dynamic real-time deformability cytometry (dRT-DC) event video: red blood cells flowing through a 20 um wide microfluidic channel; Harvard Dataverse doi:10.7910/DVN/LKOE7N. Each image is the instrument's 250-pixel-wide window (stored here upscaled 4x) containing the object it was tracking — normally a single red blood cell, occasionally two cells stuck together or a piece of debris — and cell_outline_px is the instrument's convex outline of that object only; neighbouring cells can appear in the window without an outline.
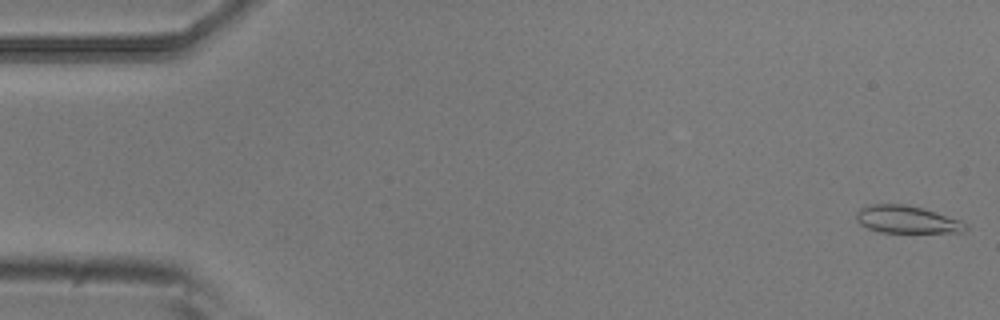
{"species": "common noctule bat (a hibernating species)", "species_latin": "Nyctalus noctula", "temperature_condition": "room temperature", "stored_images_in_passage": 6, "camera_frame_rate_fps": 3000, "um_per_image_px": 0.085, "animal": {"sex": "male", "body_mass_g": 20.5, "forearm_length_mm": 52.5}, "frame": {"image": 1, "passage_image": 1, "time_ms": 0.0, "image_size_px": [1000, 320], "cell_outline_px": [[968, 228], [964, 232], [880, 232], [868, 228], [860, 224], [856, 220], [856, 212], [860, 208], [872, 204], [904, 204], [924, 208], [960, 220]], "centroid_in_image_um": [77.05, 18.65], "position_along_channel_um": 7.9, "area_um2": 17.4}}
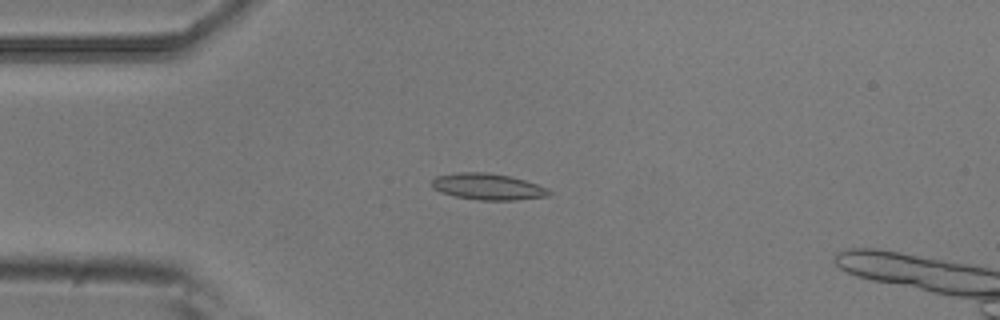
{"frame": {"image": 2, "passage_image": 4, "time_ms": 1.0, "image_size_px": [1000, 320], "cell_outline_px": [[552, 192], [548, 196], [516, 200], [480, 200], [456, 196], [440, 192], [432, 188], [432, 180], [436, 176], [456, 172], [488, 172], [508, 176], [524, 180], [548, 188]], "centroid_in_image_um": [41.45, 15.86], "position_along_channel_um": 43.5, "area_um2": 17.98}}
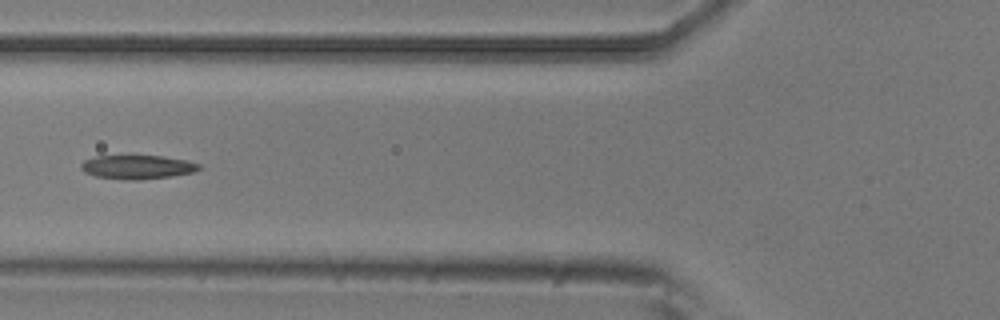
{"frame": {"image": 3, "passage_image": 6, "time_ms": 1.667, "image_size_px": [1000, 320], "cell_outline_px": [[200, 168], [192, 172], [172, 176], [140, 180], [128, 180], [96, 176], [84, 172], [80, 168], [80, 164], [84, 160], [96, 156], [160, 156], [184, 160], [200, 164]], "centroid_in_image_um": [11.63, 14.2], "position_along_channel_um": 114.2, "area_um2": 16.24}}